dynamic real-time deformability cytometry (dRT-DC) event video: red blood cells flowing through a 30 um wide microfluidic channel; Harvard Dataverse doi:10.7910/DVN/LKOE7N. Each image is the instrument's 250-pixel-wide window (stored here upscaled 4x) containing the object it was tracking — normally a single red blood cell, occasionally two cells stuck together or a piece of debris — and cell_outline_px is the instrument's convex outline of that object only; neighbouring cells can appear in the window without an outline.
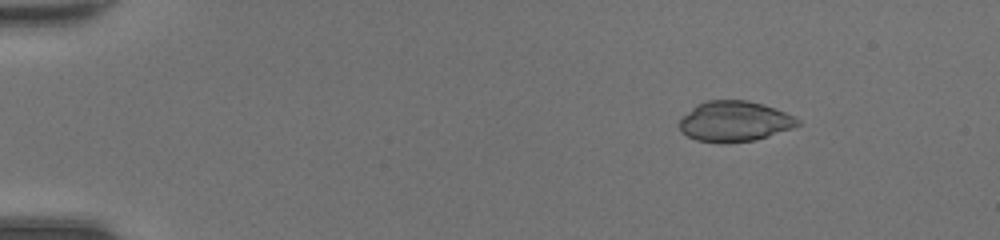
{"species": "common noctule bat (a hibernating species)", "species_latin": "Nyctalus noctula", "temperature_condition": "room temperature", "stored_images_in_passage": 42, "camera_frame_rate_fps": 3000, "um_per_image_px": 0.085, "animal": {"sex": "female", "body_mass_g": 20.0, "forearm_length_mm": 54.0}, "frame": {"image": 1, "passage_image": 1, "time_ms": 0.0, "image_size_px": [1000, 240], "cell_outline_px": [[800, 124], [792, 128], [768, 136], [752, 140], [724, 144], [696, 140], [680, 132], [680, 120], [696, 104], [708, 100], [748, 100], [764, 104], [776, 108], [796, 116], [800, 120]], "centroid_in_image_um": [62.45, 10.31], "position_along_channel_um": 22.5, "area_um2": 28.03}}
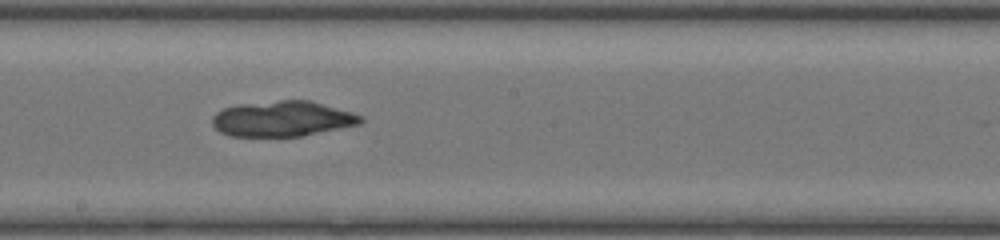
{"frame": {"image": 2, "passage_image": 22, "time_ms": 7.0, "image_size_px": [1000, 240], "cell_outline_px": [[364, 120], [360, 124], [304, 136], [232, 136], [220, 132], [212, 124], [212, 116], [216, 112], [224, 108], [240, 104], [280, 100], [308, 100], [352, 112], [364, 116]], "centroid_in_image_um": [24.02, 10.1], "position_along_channel_um": 224.2, "area_um2": 30.69}}
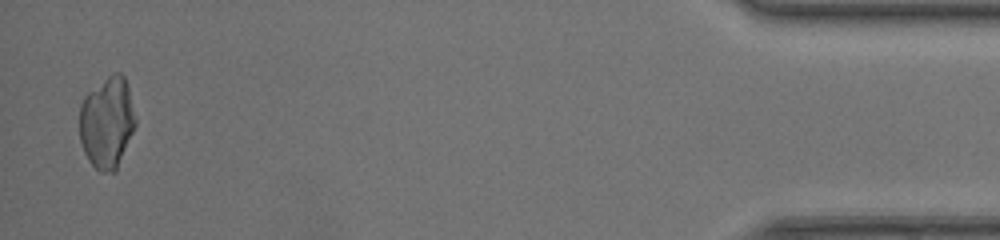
{"frame": {"image": 3, "passage_image": 41, "time_ms": 13.333, "image_size_px": [1000, 240], "cell_outline_px": [[136, 124], [116, 172], [100, 172], [88, 160], [84, 152], [80, 140], [80, 104], [84, 96], [88, 92], [112, 72], [120, 72], [124, 76], [128, 84], [136, 120]], "centroid_in_image_um": [9.1, 10.4], "position_along_channel_um": 426.1, "area_um2": 30.06}}